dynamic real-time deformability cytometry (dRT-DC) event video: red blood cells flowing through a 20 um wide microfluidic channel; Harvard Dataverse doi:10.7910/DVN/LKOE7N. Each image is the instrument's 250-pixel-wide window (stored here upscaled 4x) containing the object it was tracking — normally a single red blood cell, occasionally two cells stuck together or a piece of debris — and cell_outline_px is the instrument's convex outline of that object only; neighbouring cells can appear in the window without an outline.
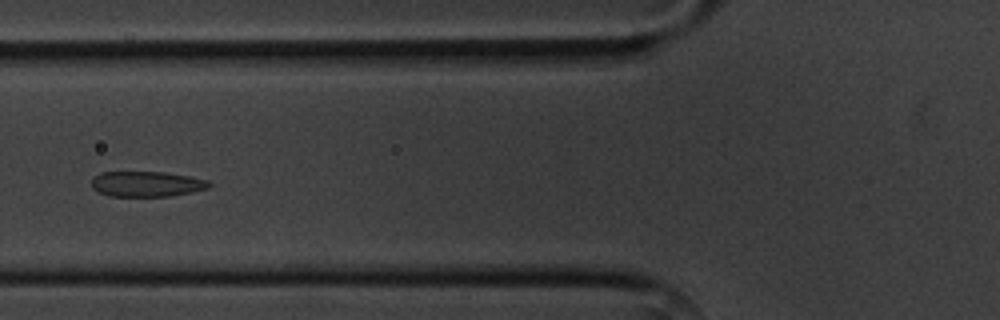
{"species": "common noctule bat (a hibernating species)", "species_latin": "Nyctalus noctula", "temperature_condition": "cold", "stored_images_in_passage": 3, "camera_frame_rate_fps": 3000, "um_per_image_px": 0.085, "animal": {"sex": "male", "body_mass_g": 20.1, "forearm_length_mm": 53.5}, "frame": {"image": 1, "passage_image": 3, "time_ms": 2.333, "image_size_px": [1000, 320], "cell_outline_px": [[212, 184], [208, 188], [192, 192], [168, 196], [108, 196], [92, 188], [92, 176], [100, 172], [164, 172], [188, 176], [208, 180]], "centroid_in_image_um": [12.44, 15.63], "position_along_channel_um": 113.4, "area_um2": 17.4}}